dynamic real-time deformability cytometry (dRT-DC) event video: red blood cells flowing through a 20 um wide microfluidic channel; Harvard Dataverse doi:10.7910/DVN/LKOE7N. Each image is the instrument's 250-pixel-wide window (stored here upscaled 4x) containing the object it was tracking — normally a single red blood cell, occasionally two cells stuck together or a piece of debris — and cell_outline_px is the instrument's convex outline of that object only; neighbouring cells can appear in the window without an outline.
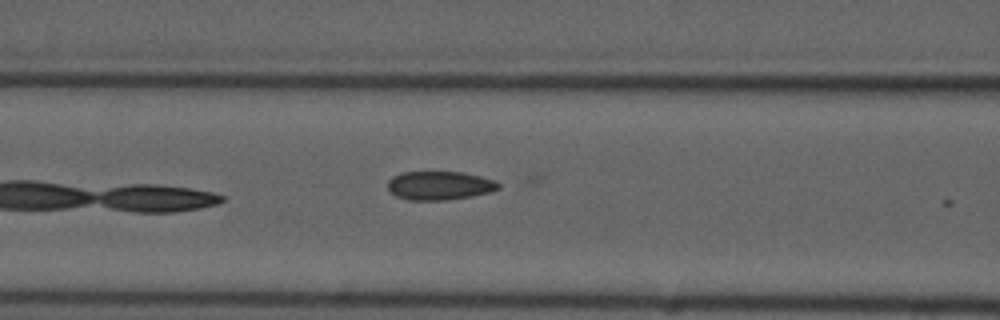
{"species": "common noctule bat (a hibernating species)", "species_latin": "Nyctalus noctula", "temperature_condition": "cold", "stored_images_in_passage": 7, "camera_frame_rate_fps": 3000, "um_per_image_px": 0.085, "animal": {"sex": "male", "forearm_length_mm": 52.5}, "frame": {"image": 1, "passage_image": 6, "time_ms": 8.667, "image_size_px": [1000, 320], "cell_outline_px": [[500, 188], [492, 192], [472, 196], [448, 200], [408, 200], [396, 196], [388, 188], [388, 180], [392, 176], [404, 172], [464, 172], [480, 176], [492, 180], [500, 184]], "centroid_in_image_um": [37.37, 15.77], "position_along_channel_um": 129.2, "area_um2": 18.55}}